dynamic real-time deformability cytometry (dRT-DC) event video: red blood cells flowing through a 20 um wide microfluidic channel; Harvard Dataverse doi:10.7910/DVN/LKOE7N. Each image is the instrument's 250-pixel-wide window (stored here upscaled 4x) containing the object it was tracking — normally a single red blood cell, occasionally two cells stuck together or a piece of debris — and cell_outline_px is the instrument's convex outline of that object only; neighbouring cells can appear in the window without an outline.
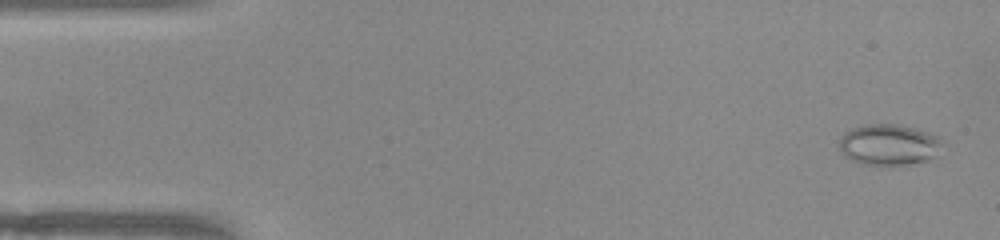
{"species": "common noctule bat (a hibernating species)", "species_latin": "Nyctalus noctula", "temperature_condition": "warm", "stored_images_in_passage": 51, "camera_frame_rate_fps": 3000, "um_per_image_px": 0.085, "animal": {"sex": "female", "body_mass_g": 22.0, "forearm_length_mm": 56.7}, "frame": {"image": 1, "passage_image": 2, "time_ms": 0.333, "image_size_px": [1000, 240], "cell_outline_px": [[940, 144], [936, 156], [928, 160], [888, 168], [880, 168], [860, 164], [844, 156], [840, 152], [840, 140], [844, 132], [852, 128], [864, 124], [900, 124], [932, 132], [940, 136]], "centroid_in_image_um": [75.54, 12.33], "position_along_channel_um": 9.5, "area_um2": 25.55}}
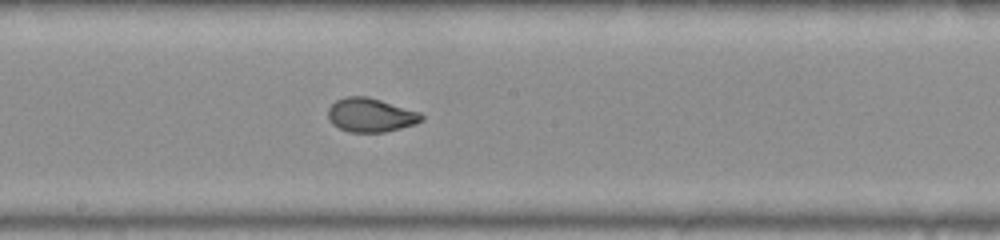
{"frame": {"image": 2, "passage_image": 27, "time_ms": 8.667, "image_size_px": [1000, 240], "cell_outline_px": [[424, 120], [416, 124], [384, 132], [348, 132], [332, 124], [328, 120], [328, 108], [336, 100], [344, 96], [368, 96], [420, 112], [424, 116]], "centroid_in_image_um": [31.5, 9.77], "position_along_channel_um": 216.7, "area_um2": 18.61}}
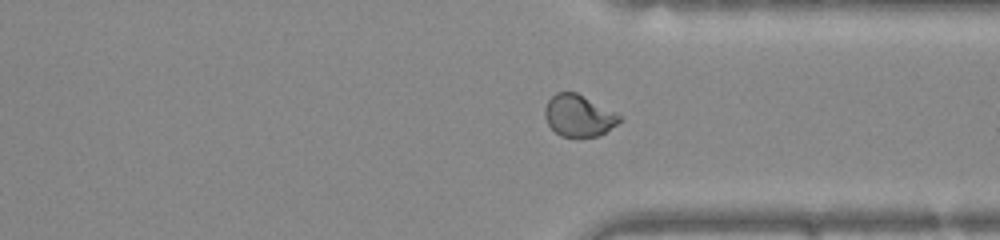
{"frame": {"image": 3, "passage_image": 38, "time_ms": 12.333, "image_size_px": [1000, 240], "cell_outline_px": [[624, 120], [604, 132], [596, 136], [560, 136], [548, 124], [544, 116], [544, 108], [548, 100], [556, 92], [576, 92], [624, 116]], "centroid_in_image_um": [49.21, 9.81], "position_along_channel_um": 362.2, "area_um2": 18.15}, "authors_computed_cell_mechanics": {"area_um2": 19.941, "velocity_mm_per_s": 3.9693, "shape_relaxation_time_tau1_ms": null, "shape_relaxation_time_tau2_ms": 0.7985, "deformation_change_tau1": null, "deformation_change_tau2": 0.0514}}